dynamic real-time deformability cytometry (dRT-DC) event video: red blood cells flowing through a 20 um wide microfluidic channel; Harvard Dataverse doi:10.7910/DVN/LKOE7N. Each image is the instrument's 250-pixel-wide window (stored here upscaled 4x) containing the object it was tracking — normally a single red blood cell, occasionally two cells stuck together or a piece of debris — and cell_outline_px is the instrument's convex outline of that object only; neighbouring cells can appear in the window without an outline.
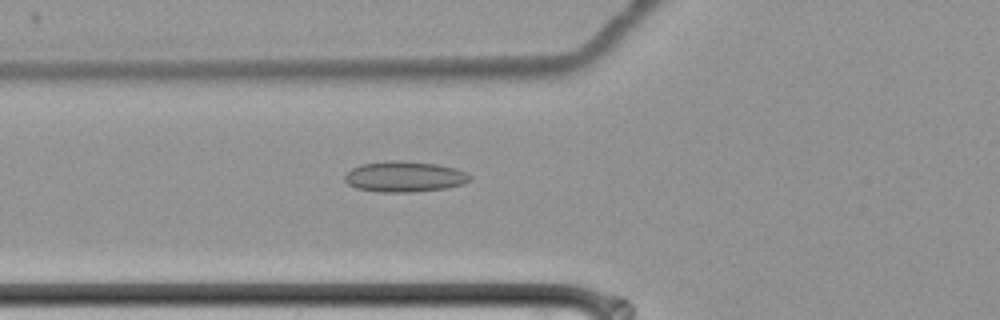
{"species": "common noctule bat (a hibernating species)", "species_latin": "Nyctalus noctula", "temperature_condition": "cold", "stored_images_in_passage": 7, "camera_frame_rate_fps": 3000, "um_per_image_px": 0.085, "animal": {"sex": "female", "body_mass_g": 22.7, "forearm_length_mm": 54.2}, "frame": {"image": 1, "passage_image": 6, "time_ms": 1.667, "image_size_px": [1000, 320], "cell_outline_px": [[472, 180], [464, 184], [448, 188], [412, 192], [380, 192], [356, 188], [348, 184], [344, 180], [344, 176], [352, 168], [360, 164], [392, 160], [400, 160], [436, 164], [456, 168], [472, 176]], "centroid_in_image_um": [34.4, 15.02], "position_along_channel_um": 91.4, "area_um2": 22.54}}